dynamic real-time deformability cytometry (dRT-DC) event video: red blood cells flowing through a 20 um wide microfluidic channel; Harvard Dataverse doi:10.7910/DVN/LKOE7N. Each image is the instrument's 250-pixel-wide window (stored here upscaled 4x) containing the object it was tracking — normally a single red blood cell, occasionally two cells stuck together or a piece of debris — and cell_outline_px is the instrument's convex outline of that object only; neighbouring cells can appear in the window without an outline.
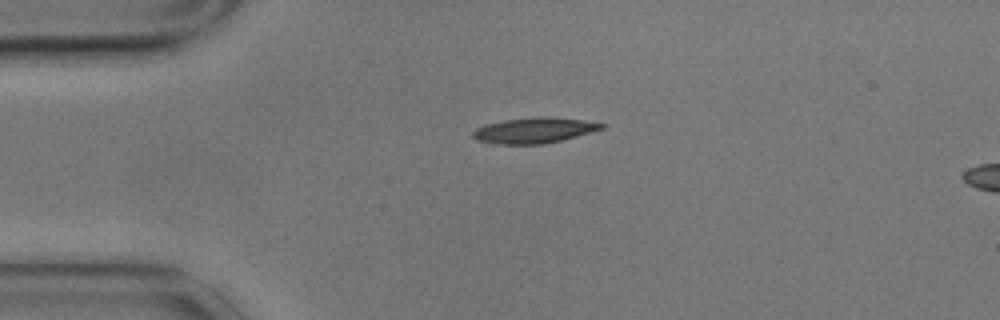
{"species": "common noctule bat (a hibernating species)", "species_latin": "Nyctalus noctula", "temperature_condition": "cold", "stored_images_in_passage": 2, "camera_frame_rate_fps": 3000, "um_per_image_px": 0.085, "animal": {"sex": "male", "body_mass_g": 17.9}, "frame": {"image": 1, "passage_image": 1, "time_ms": 0.0, "image_size_px": [1000, 320], "cell_outline_px": [[608, 124], [604, 128], [576, 136], [560, 140], [540, 144], [488, 144], [476, 140], [472, 136], [472, 132], [476, 128], [484, 124], [504, 120], [580, 120]], "centroid_in_image_um": [45.28, 11.15], "position_along_channel_um": 39.7, "area_um2": 17.98}}